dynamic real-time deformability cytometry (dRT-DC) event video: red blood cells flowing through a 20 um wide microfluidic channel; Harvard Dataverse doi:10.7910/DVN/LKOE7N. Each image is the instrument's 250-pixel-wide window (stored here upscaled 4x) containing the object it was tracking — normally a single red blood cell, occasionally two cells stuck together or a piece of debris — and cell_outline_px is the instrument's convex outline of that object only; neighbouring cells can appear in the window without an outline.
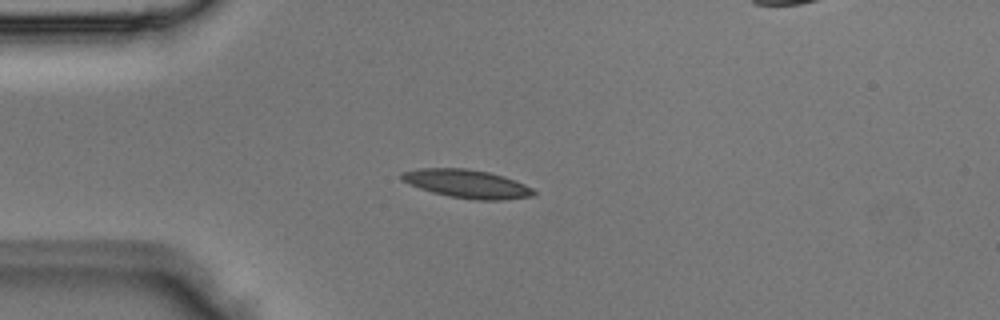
{"species": "Egyptian fruit bat (a non-hibernating species)", "species_latin": "Rousettus aegyptiacus", "temperature_condition": "room temperature", "stored_images_in_passage": 2, "camera_frame_rate_fps": 3000, "um_per_image_px": 0.085, "animal": {"sex": "male"}, "frame": {"image": 1, "passage_image": 2, "time_ms": 0.333, "image_size_px": [1000, 320], "cell_outline_px": [[536, 192], [532, 196], [500, 200], [476, 200], [448, 196], [432, 192], [408, 184], [400, 180], [400, 172], [420, 168], [468, 168], [488, 172], [504, 176], [516, 180], [532, 188]], "centroid_in_image_um": [39.66, 15.61], "position_along_channel_um": 45.3, "area_um2": 21.96}}